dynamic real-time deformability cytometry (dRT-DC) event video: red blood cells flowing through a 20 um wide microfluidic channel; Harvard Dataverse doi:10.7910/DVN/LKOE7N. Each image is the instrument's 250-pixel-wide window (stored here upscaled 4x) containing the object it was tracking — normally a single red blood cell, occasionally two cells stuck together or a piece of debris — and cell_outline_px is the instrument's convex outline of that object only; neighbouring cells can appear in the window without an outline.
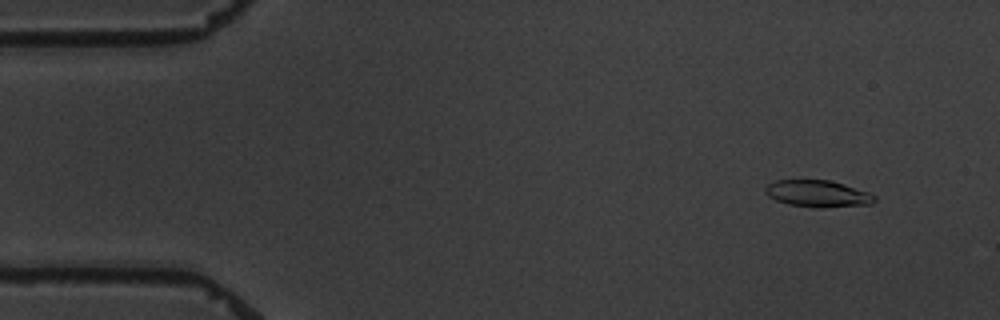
{"species": "common noctule bat (a hibernating species)", "species_latin": "Nyctalus noctula", "temperature_condition": "warm", "stored_images_in_passage": 5, "camera_frame_rate_fps": 3000, "um_per_image_px": 0.085, "animal": {"sex": "male", "body_mass_g": 19.5, "forearm_length_mm": 54.6}, "frame": {"image": 1, "passage_image": 2, "time_ms": 1.0, "image_size_px": [1000, 320], "cell_outline_px": [[876, 200], [872, 204], [820, 208], [788, 204], [776, 200], [768, 196], [764, 192], [764, 188], [768, 184], [776, 180], [828, 180], [844, 184], [868, 192], [876, 196]], "centroid_in_image_um": [69.5, 16.46], "position_along_channel_um": 15.5, "area_um2": 17.05}}
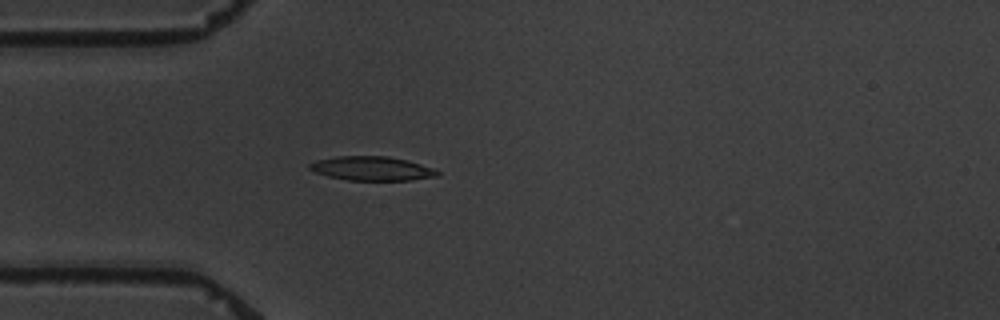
{"frame": {"image": 2, "passage_image": 5, "time_ms": 4.667, "image_size_px": [1000, 320], "cell_outline_px": [[440, 176], [412, 180], [348, 180], [328, 176], [316, 172], [308, 168], [308, 164], [316, 160], [336, 156], [388, 156], [420, 164], [432, 168], [440, 172]], "centroid_in_image_um": [31.6, 14.32], "position_along_channel_um": 53.4, "area_um2": 17.86}}